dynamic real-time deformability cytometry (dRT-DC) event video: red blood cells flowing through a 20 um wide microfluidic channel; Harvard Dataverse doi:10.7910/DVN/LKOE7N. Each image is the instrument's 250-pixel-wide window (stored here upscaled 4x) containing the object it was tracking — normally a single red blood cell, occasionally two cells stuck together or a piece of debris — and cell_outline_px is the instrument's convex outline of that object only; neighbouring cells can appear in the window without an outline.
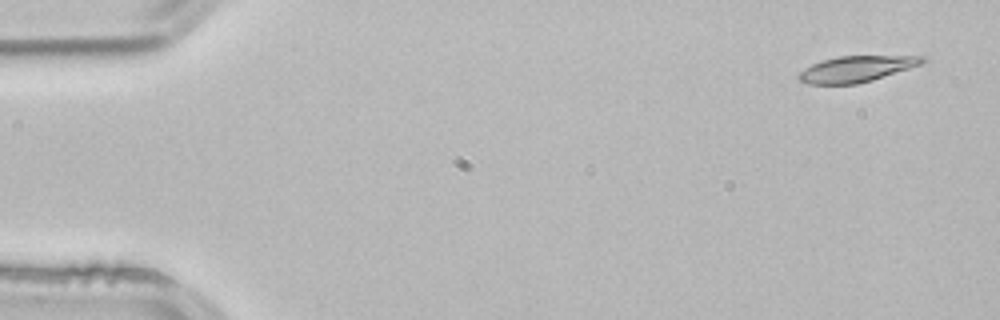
{"species": "common noctule bat (a hibernating species)", "species_latin": "Nyctalus noctula", "temperature_condition": "room temperature", "stored_images_in_passage": 3, "camera_frame_rate_fps": 3000, "um_per_image_px": 0.085, "animal": {"sex": "male", "body_mass_g": 21.5, "forearm_length_mm": 52.0}, "frame": {"image": 1, "passage_image": 1, "time_ms": 0.0, "image_size_px": [1000, 320], "cell_outline_px": [[928, 60], [924, 64], [872, 80], [856, 84], [808, 84], [800, 80], [796, 76], [804, 68], [812, 64], [824, 60], [840, 56], [924, 56]], "centroid_in_image_um": [72.83, 5.86], "position_along_channel_um": 12.2, "area_um2": 18.73}}